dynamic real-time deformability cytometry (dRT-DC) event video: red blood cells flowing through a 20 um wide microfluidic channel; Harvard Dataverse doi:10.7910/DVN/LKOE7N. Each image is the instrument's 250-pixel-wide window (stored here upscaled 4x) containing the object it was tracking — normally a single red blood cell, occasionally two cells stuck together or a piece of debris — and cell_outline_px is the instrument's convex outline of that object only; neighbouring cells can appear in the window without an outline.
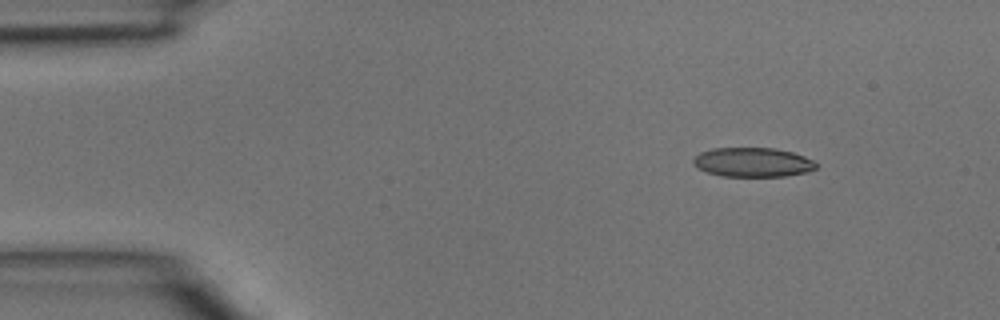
{"species": "common noctule bat (a hibernating species)", "species_latin": "Nyctalus noctula", "temperature_condition": "room temperature", "stored_images_in_passage": 4, "camera_frame_rate_fps": 3000, "um_per_image_px": 0.085, "animal": {"sex": "male", "body_mass_g": 15.6}, "frame": {"image": 1, "passage_image": 2, "time_ms": 0.333, "image_size_px": [1000, 320], "cell_outline_px": [[820, 164], [816, 168], [808, 172], [784, 176], [720, 176], [708, 172], [692, 164], [692, 160], [700, 152], [712, 148], [776, 148], [792, 152], [804, 156]], "centroid_in_image_um": [64.0, 13.79], "position_along_channel_um": 21.0, "area_um2": 21.04}}